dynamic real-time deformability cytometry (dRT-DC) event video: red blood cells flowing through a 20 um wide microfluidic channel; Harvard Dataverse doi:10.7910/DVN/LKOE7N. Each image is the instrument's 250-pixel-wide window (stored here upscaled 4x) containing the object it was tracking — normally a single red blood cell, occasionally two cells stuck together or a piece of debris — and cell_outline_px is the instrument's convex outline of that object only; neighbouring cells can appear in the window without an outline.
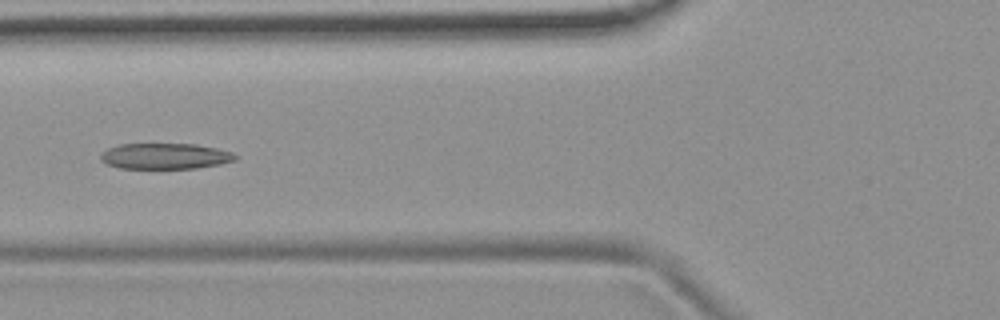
{"species": "common noctule bat (a hibernating species)", "species_latin": "Nyctalus noctula", "temperature_condition": "room temperature", "stored_images_in_passage": 2, "camera_frame_rate_fps": 3000, "um_per_image_px": 0.085, "animal": {"sex": "female", "body_mass_g": 19.9}, "frame": {"image": 1, "passage_image": 2, "time_ms": 1.0, "image_size_px": [1000, 320], "cell_outline_px": [[240, 156], [236, 160], [220, 164], [196, 168], [120, 168], [108, 164], [100, 160], [100, 156], [108, 148], [120, 144], [196, 144], [216, 148], [232, 152]], "centroid_in_image_um": [14.08, 13.27], "position_along_channel_um": 111.7, "area_um2": 20.23}}